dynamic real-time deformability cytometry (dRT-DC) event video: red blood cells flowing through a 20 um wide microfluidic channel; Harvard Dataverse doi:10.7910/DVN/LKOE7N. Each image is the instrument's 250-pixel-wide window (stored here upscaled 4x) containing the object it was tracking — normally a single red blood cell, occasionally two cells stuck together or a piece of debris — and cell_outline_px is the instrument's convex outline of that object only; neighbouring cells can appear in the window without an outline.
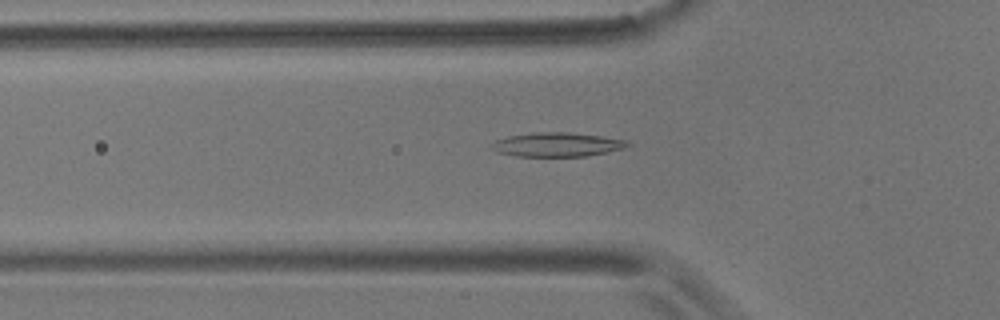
{"species": "common noctule bat (a hibernating species)", "species_latin": "Nyctalus noctula", "temperature_condition": "room temperature", "stored_images_in_passage": 55, "camera_frame_rate_fps": 3000, "um_per_image_px": 0.085, "animal": {"sex": "male", "body_mass_g": 17.9}, "frame": {"image": 1, "passage_image": 18, "time_ms": 5.667, "image_size_px": [1000, 320], "cell_outline_px": [[632, 144], [624, 148], [608, 152], [584, 156], [516, 156], [496, 152], [488, 144], [496, 140], [508, 136], [536, 132], [568, 132], [600, 136], [624, 140]], "centroid_in_image_um": [47.31, 12.29], "position_along_channel_um": 78.5, "area_um2": 19.02}}
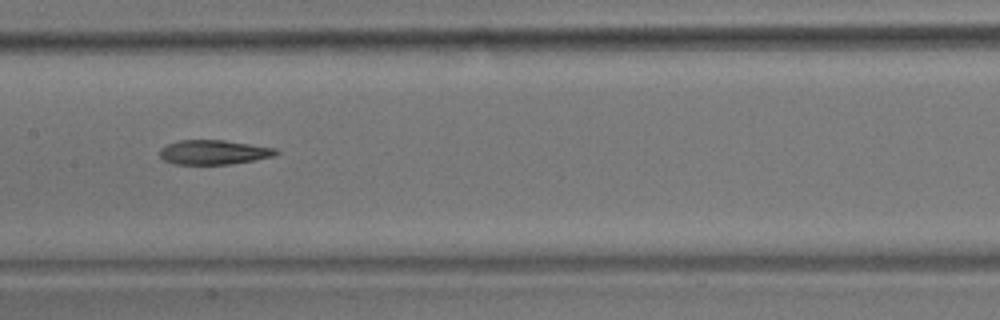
{"frame": {"image": 2, "passage_image": 27, "time_ms": 8.667, "image_size_px": [1000, 320], "cell_outline_px": [[280, 152], [272, 156], [252, 160], [228, 164], [172, 164], [164, 160], [160, 156], [160, 148], [168, 144], [180, 140], [224, 140], [276, 148]], "centroid_in_image_um": [18.14, 12.93], "position_along_channel_um": 189.3, "area_um2": 16.42}}
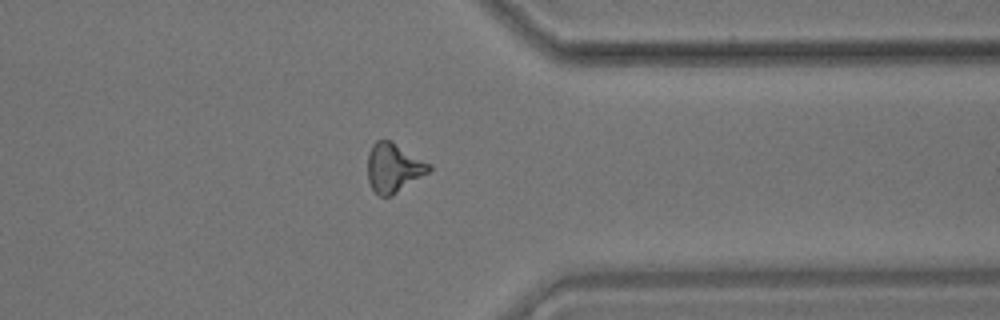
{"frame": {"image": 3, "passage_image": 43, "time_ms": 14.0, "image_size_px": [1000, 320], "cell_outline_px": [[432, 168], [428, 172], [392, 196], [380, 196], [372, 188], [368, 180], [368, 152], [372, 144], [376, 140], [388, 140], [432, 164]], "centroid_in_image_um": [33.44, 14.26], "position_along_channel_um": 378.0, "area_um2": 17.34}}